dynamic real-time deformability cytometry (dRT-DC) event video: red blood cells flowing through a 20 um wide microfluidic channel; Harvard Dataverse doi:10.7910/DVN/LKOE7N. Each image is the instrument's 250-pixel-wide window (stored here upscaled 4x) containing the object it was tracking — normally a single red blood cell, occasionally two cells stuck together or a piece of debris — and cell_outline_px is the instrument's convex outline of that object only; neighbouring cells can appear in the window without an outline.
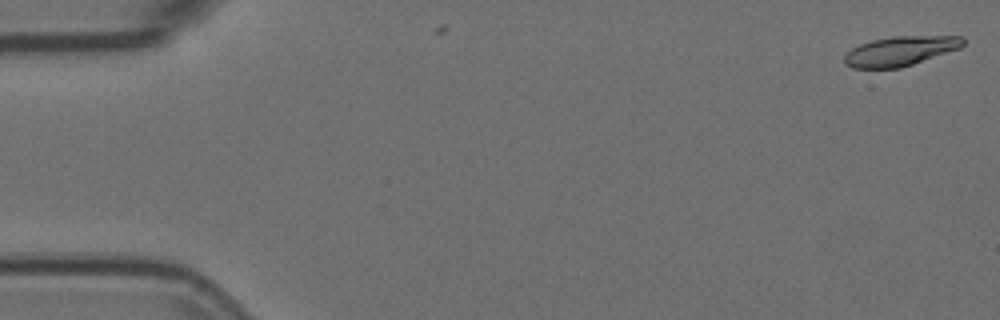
{"species": "Egyptian fruit bat (a non-hibernating species)", "species_latin": "Rousettus aegyptiacus", "temperature_condition": "room temperature", "stored_images_in_passage": 4, "camera_frame_rate_fps": 3000, "um_per_image_px": 0.085, "animal": {"sex": "female"}, "frame": {"image": 1, "passage_image": 1, "time_ms": 0.0, "image_size_px": [1000, 320], "cell_outline_px": [[964, 44], [960, 48], [900, 68], [852, 68], [844, 64], [844, 56], [852, 48], [860, 44], [872, 40], [892, 36], [964, 36]], "centroid_in_image_um": [76.51, 4.33], "position_along_channel_um": 8.5, "area_um2": 20.35}}